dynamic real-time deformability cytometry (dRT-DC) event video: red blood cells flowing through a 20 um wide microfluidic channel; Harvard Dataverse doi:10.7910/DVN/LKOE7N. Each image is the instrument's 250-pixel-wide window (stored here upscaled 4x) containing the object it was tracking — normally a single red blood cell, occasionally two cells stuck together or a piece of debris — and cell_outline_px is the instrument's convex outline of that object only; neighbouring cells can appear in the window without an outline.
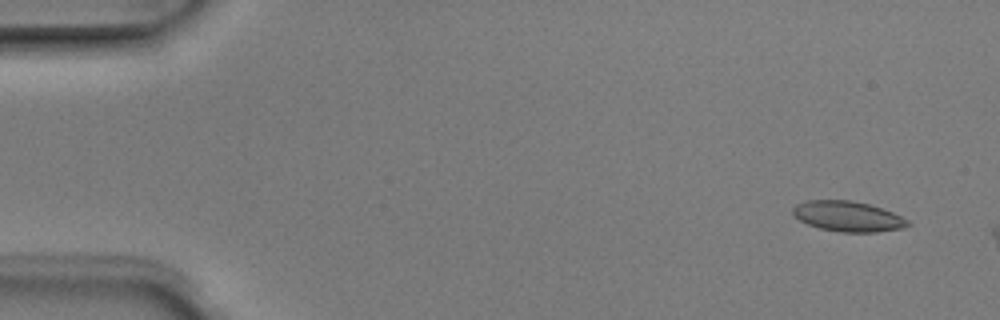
{"species": "Egyptian fruit bat (a non-hibernating species)", "species_latin": "Rousettus aegyptiacus", "temperature_condition": "room temperature", "stored_images_in_passage": 4, "camera_frame_rate_fps": 3000, "um_per_image_px": 0.085, "animal": {"sex": "male"}, "frame": {"image": 1, "passage_image": 1, "time_ms": 0.0, "image_size_px": [1000, 320], "cell_outline_px": [[912, 224], [904, 228], [876, 232], [840, 232], [820, 228], [808, 224], [792, 216], [792, 208], [796, 204], [808, 200], [852, 200], [868, 204], [892, 212], [908, 220]], "centroid_in_image_um": [72.05, 18.39], "position_along_channel_um": 12.9, "area_um2": 20.35}}